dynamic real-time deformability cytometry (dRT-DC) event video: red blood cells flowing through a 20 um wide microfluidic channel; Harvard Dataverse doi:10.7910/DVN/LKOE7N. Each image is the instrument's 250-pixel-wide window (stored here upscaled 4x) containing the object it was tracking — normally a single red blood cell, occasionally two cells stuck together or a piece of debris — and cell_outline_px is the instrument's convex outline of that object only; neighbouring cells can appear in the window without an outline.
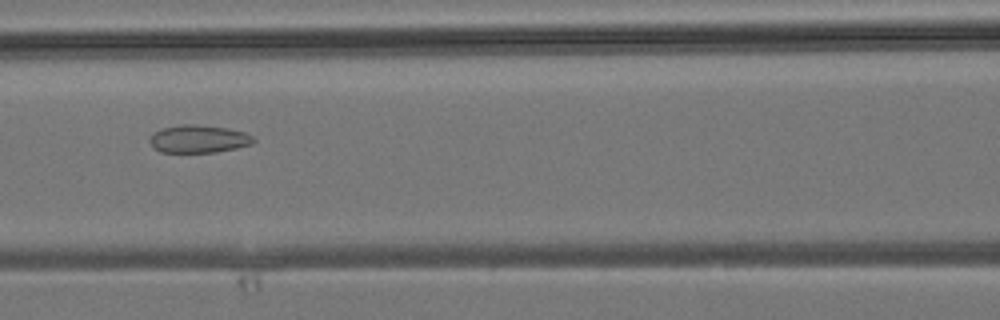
{"species": "common noctule bat (a hibernating species)", "species_latin": "Nyctalus noctula", "temperature_condition": "room temperature", "stored_images_in_passage": 26, "camera_frame_rate_fps": 3000, "um_per_image_px": 0.085, "animal": {"sex": "male", "body_mass_g": 19.2, "forearm_length_mm": 51.8}, "frame": {"image": 1, "passage_image": 8, "time_ms": 2.333, "image_size_px": [1000, 320], "cell_outline_px": [[256, 140], [252, 144], [236, 148], [216, 152], [160, 152], [152, 148], [148, 140], [156, 132], [164, 128], [180, 124], [196, 124], [228, 128], [244, 132], [252, 136]], "centroid_in_image_um": [16.88, 11.81], "position_along_channel_um": 149.7, "area_um2": 16.82}}
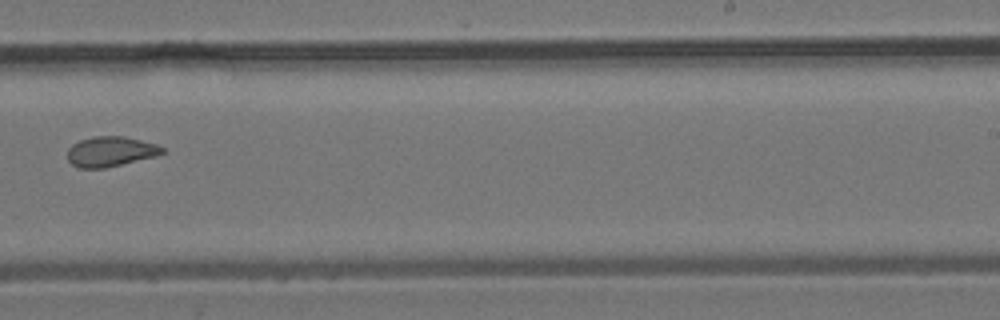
{"frame": {"image": 2, "passage_image": 16, "time_ms": 5.0, "image_size_px": [1000, 320], "cell_outline_px": [[164, 152], [156, 156], [104, 168], [80, 168], [72, 164], [68, 160], [68, 148], [72, 144], [80, 140], [92, 136], [124, 136], [156, 144], [164, 148]], "centroid_in_image_um": [9.38, 12.87], "position_along_channel_um": 279.6, "area_um2": 16.53}}
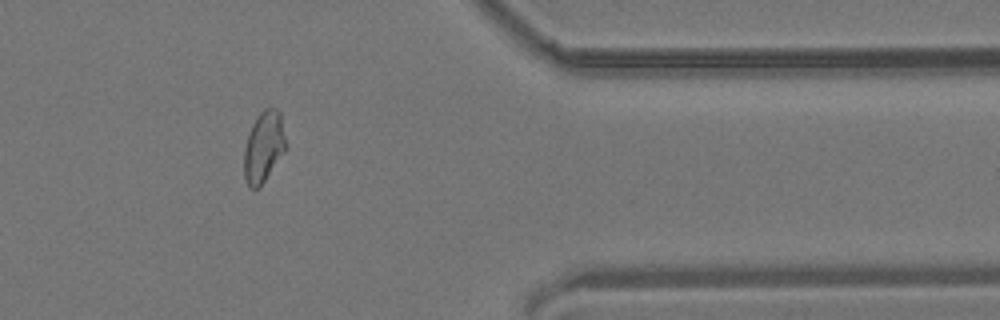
{"frame": {"image": 3, "passage_image": 24, "time_ms": 7.667, "image_size_px": [1000, 320], "cell_outline_px": [[288, 148], [260, 188], [252, 188], [244, 180], [244, 148], [252, 124], [256, 116], [264, 108], [276, 108], [280, 112]], "centroid_in_image_um": [22.44, 12.49], "position_along_channel_um": 389.0, "area_um2": 17.63}}